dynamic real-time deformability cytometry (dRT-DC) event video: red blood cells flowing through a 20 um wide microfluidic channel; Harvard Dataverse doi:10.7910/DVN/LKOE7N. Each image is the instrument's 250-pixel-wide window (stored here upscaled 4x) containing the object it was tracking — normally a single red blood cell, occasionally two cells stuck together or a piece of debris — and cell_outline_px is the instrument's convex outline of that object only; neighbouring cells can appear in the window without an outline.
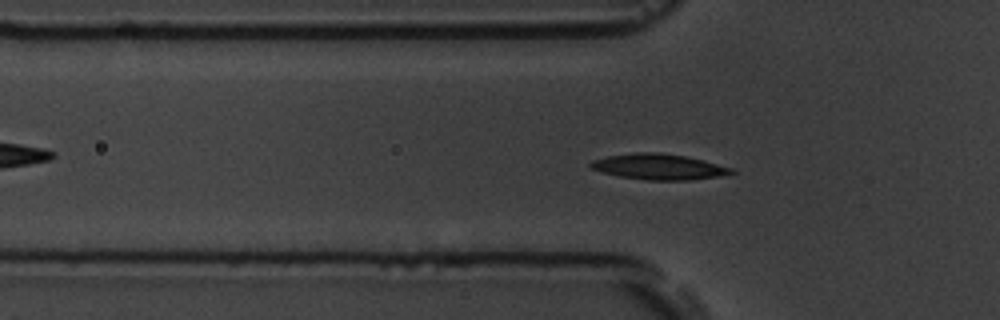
{"species": "common noctule bat (a hibernating species)", "species_latin": "Nyctalus noctula", "temperature_condition": "room temperature", "stored_images_in_passage": 55, "camera_frame_rate_fps": 3000, "um_per_image_px": 0.085, "animal": {"sex": "male", "body_mass_g": 19.5, "forearm_length_mm": 54.6}, "frame": {"image": 1, "passage_image": 17, "time_ms": 5.333, "image_size_px": [1000, 320], "cell_outline_px": [[736, 172], [720, 176], [688, 180], [648, 180], [620, 176], [600, 172], [592, 168], [588, 164], [592, 160], [608, 156], [636, 152], [660, 152], [684, 156], [704, 160], [732, 168]], "centroid_in_image_um": [55.99, 14.17], "position_along_channel_um": 69.8, "area_um2": 20.98}}
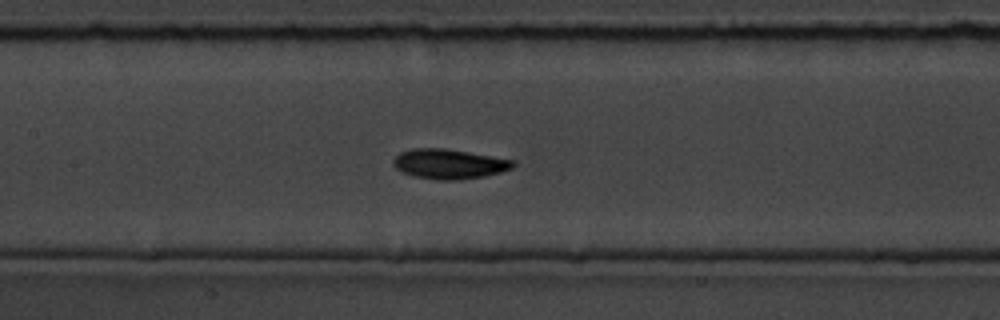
{"frame": {"image": 2, "passage_image": 25, "time_ms": 8.0, "image_size_px": [1000, 320], "cell_outline_px": [[516, 164], [512, 168], [500, 172], [484, 176], [456, 180], [436, 180], [412, 176], [400, 172], [392, 164], [392, 160], [400, 152], [412, 148], [444, 148], [468, 152], [512, 160]], "centroid_in_image_um": [38.1, 13.94], "position_along_channel_um": 169.3, "area_um2": 20.81}}
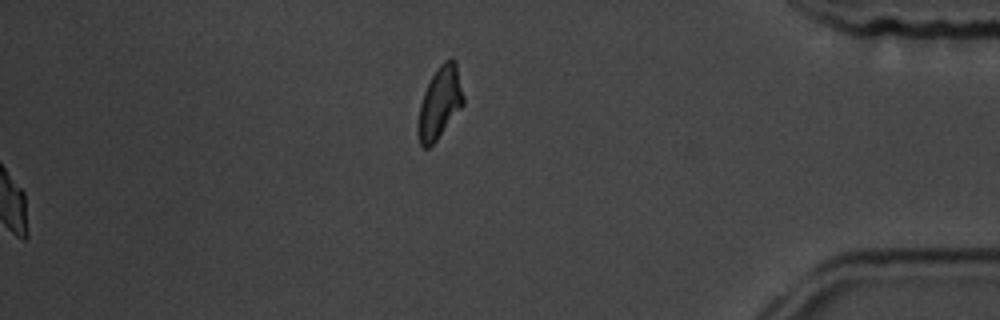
{"frame": {"image": 3, "passage_image": 55, "time_ms": 18.0, "image_size_px": [1000, 320], "cell_outline_px": [[464, 104], [436, 140], [428, 148], [424, 148], [420, 144], [416, 128], [416, 124], [420, 104], [424, 92], [436, 68], [444, 60], [456, 60], [464, 96]], "centroid_in_image_um": [37.37, 8.73], "position_along_channel_um": 397.8, "area_um2": 18.96}, "authors_computed_cell_mechanics": {"area_um2": 19.2474, "velocity_mm_per_s": 3.7246, "shape_relaxation_time_tau1_ms": 1.8013, "shape_relaxation_time_tau2_ms": 3.1974, "deformation_change_tau1": 0.112, "deformation_change_tau2": 0.0801}}